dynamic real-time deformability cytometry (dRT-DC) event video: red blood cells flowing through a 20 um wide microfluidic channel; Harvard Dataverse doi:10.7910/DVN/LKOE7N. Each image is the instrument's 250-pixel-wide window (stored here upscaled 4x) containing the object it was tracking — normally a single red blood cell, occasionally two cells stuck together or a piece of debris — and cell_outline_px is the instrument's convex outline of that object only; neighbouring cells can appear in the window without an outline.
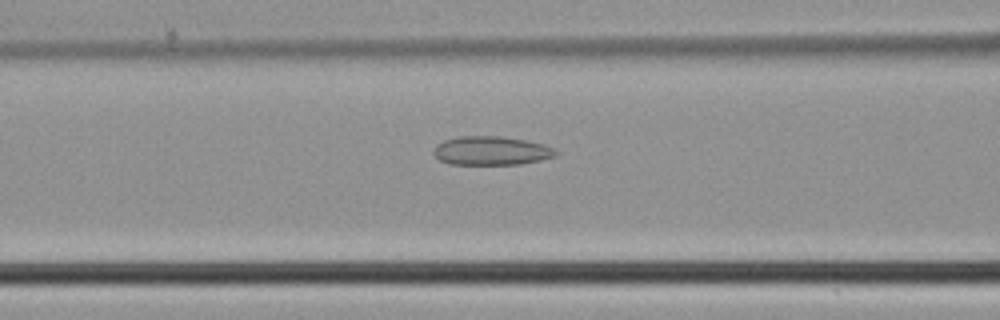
{"species": "common noctule bat (a hibernating species)", "species_latin": "Nyctalus noctula", "temperature_condition": "cold", "stored_images_in_passage": 35, "camera_frame_rate_fps": 3000, "um_per_image_px": 0.085, "animal": {"sex": "male", "body_mass_g": 21.5, "forearm_length_mm": 52.0}, "frame": {"image": 1, "passage_image": 7, "time_ms": 2.0, "image_size_px": [1000, 320], "cell_outline_px": [[560, 152], [556, 156], [540, 160], [520, 164], [448, 164], [440, 160], [432, 152], [436, 144], [444, 140], [456, 136], [500, 136], [528, 140], [544, 144], [556, 148]], "centroid_in_image_um": [41.79, 12.8], "position_along_channel_um": 124.8, "area_um2": 20.81}}
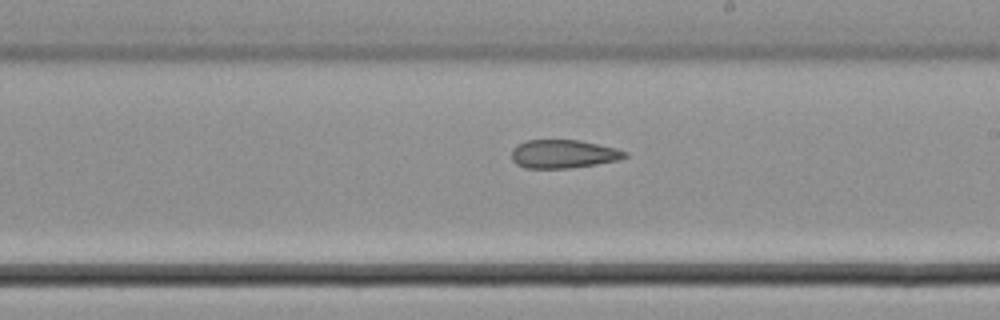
{"frame": {"image": 2, "passage_image": 15, "time_ms": 4.667, "image_size_px": [1000, 320], "cell_outline_px": [[628, 156], [620, 160], [572, 168], [524, 168], [516, 164], [512, 160], [512, 148], [516, 144], [528, 140], [580, 140], [616, 148], [628, 152]], "centroid_in_image_um": [47.89, 13.09], "position_along_channel_um": 241.1, "area_um2": 18.96}}
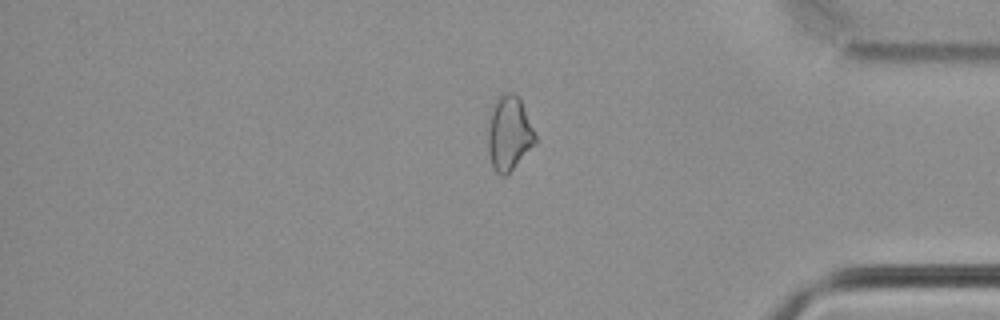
{"frame": {"image": 3, "passage_image": 27, "time_ms": 8.667, "image_size_px": [1000, 320], "cell_outline_px": [[536, 144], [504, 176], [500, 176], [492, 168], [488, 148], [488, 124], [492, 104], [500, 92], [512, 92], [520, 96], [536, 136]], "centroid_in_image_um": [43.26, 11.27], "position_along_channel_um": 391.9, "area_um2": 20.81}}